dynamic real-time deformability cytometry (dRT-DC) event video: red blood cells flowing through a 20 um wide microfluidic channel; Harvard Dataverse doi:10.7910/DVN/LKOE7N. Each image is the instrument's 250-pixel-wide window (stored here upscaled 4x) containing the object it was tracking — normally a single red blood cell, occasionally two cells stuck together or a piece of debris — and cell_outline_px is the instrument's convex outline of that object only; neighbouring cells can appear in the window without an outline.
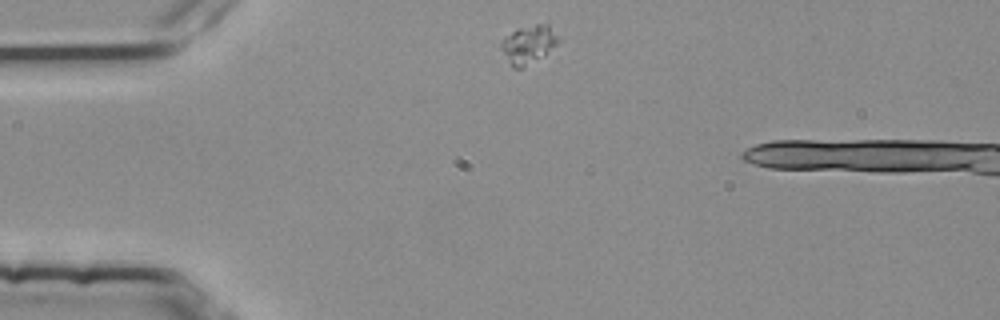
{"species": "common noctule bat (a hibernating species)", "species_latin": "Nyctalus noctula", "temperature_condition": "room temperature", "stored_images_in_passage": 4, "camera_frame_rate_fps": 3000, "um_per_image_px": 0.085, "animal": {"sex": "female", "body_mass_g": 25.1}, "frame": {"image": 1, "passage_image": 1, "time_ms": 0.0, "image_size_px": [1000, 320], "cell_outline_px": [[560, 40], [544, 56], [524, 68], [512, 68], [500, 44], [504, 36], [516, 28], [536, 24], [548, 24]], "centroid_in_image_um": [44.91, 3.77], "position_along_channel_um": 40.1, "area_um2": 12.72}}